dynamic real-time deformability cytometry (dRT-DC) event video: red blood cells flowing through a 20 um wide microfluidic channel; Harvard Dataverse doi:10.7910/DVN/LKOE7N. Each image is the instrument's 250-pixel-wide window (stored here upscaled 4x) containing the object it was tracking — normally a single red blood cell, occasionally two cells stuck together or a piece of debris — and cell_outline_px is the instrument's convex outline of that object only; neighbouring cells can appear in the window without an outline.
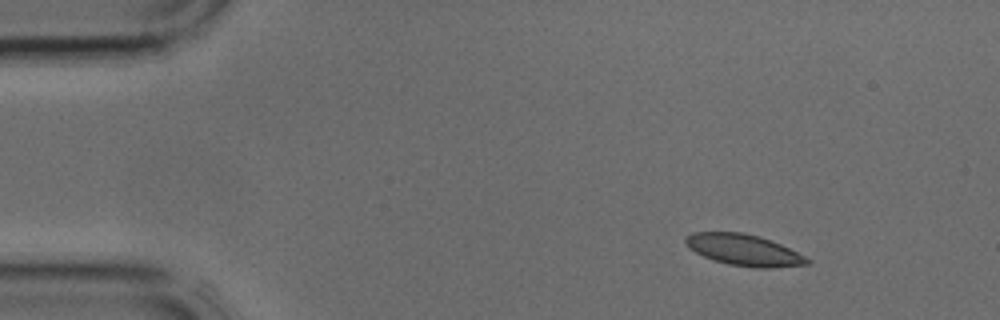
{"species": "common noctule bat (a hibernating species)", "species_latin": "Nyctalus noctula", "temperature_condition": "cold", "stored_images_in_passage": 4, "camera_frame_rate_fps": 3000, "um_per_image_px": 0.085, "animal": {"sex": "male", "body_mass_g": 17.9, "forearm_length_mm": 54.2}, "frame": {"image": 1, "passage_image": 1, "time_ms": 0.0, "image_size_px": [1000, 320], "cell_outline_px": [[812, 264], [772, 268], [756, 268], [728, 264], [704, 256], [688, 248], [684, 240], [684, 236], [692, 232], [744, 232], [780, 244], [812, 260]], "centroid_in_image_um": [63.22, 21.25], "position_along_channel_um": 21.8, "area_um2": 22.08}}
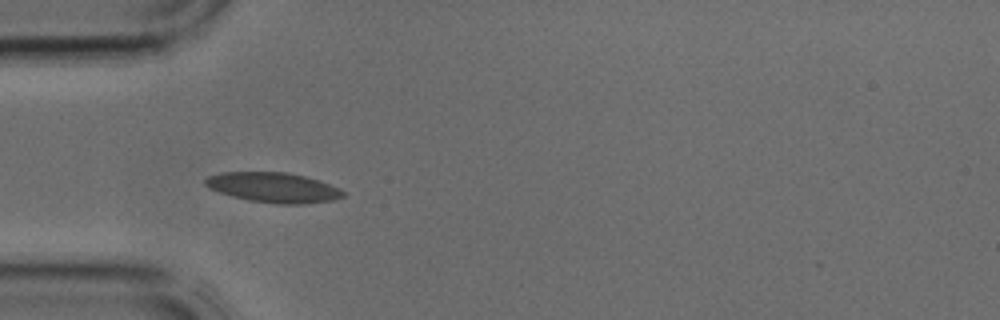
{"frame": {"image": 2, "passage_image": 3, "time_ms": 0.667, "image_size_px": [1000, 320], "cell_outline_px": [[344, 196], [332, 200], [304, 204], [276, 204], [248, 200], [232, 196], [208, 188], [204, 184], [204, 180], [208, 176], [220, 172], [288, 172], [320, 180], [340, 188], [344, 192]], "centroid_in_image_um": [23.23, 15.93], "position_along_channel_um": 61.8, "area_um2": 24.22}}